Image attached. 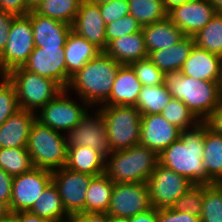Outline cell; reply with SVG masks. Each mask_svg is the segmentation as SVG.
<instances>
[{"mask_svg":"<svg viewBox=\"0 0 222 222\" xmlns=\"http://www.w3.org/2000/svg\"><path fill=\"white\" fill-rule=\"evenodd\" d=\"M64 89L56 98L41 107L35 114L36 120L55 131L68 133L91 107L82 100L81 104L69 98Z\"/></svg>","mask_w":222,"mask_h":222,"instance_id":"9c48e42d","label":"cell"},{"mask_svg":"<svg viewBox=\"0 0 222 222\" xmlns=\"http://www.w3.org/2000/svg\"><path fill=\"white\" fill-rule=\"evenodd\" d=\"M181 129L162 114L141 115L140 144L159 155L180 137Z\"/></svg>","mask_w":222,"mask_h":222,"instance_id":"2e32d148","label":"cell"},{"mask_svg":"<svg viewBox=\"0 0 222 222\" xmlns=\"http://www.w3.org/2000/svg\"><path fill=\"white\" fill-rule=\"evenodd\" d=\"M218 12H222V0H210Z\"/></svg>","mask_w":222,"mask_h":222,"instance_id":"9f6ffc18","label":"cell"},{"mask_svg":"<svg viewBox=\"0 0 222 222\" xmlns=\"http://www.w3.org/2000/svg\"><path fill=\"white\" fill-rule=\"evenodd\" d=\"M63 222H73L71 219L67 220V221H63Z\"/></svg>","mask_w":222,"mask_h":222,"instance_id":"94428289","label":"cell"},{"mask_svg":"<svg viewBox=\"0 0 222 222\" xmlns=\"http://www.w3.org/2000/svg\"><path fill=\"white\" fill-rule=\"evenodd\" d=\"M73 222H109L105 212H83L70 217Z\"/></svg>","mask_w":222,"mask_h":222,"instance_id":"c3c4849f","label":"cell"},{"mask_svg":"<svg viewBox=\"0 0 222 222\" xmlns=\"http://www.w3.org/2000/svg\"><path fill=\"white\" fill-rule=\"evenodd\" d=\"M96 110V111H95ZM95 111V112H94ZM89 111L66 133L67 146H88L98 151L105 159L112 152L107 137L104 116L99 108Z\"/></svg>","mask_w":222,"mask_h":222,"instance_id":"8fae6325","label":"cell"},{"mask_svg":"<svg viewBox=\"0 0 222 222\" xmlns=\"http://www.w3.org/2000/svg\"><path fill=\"white\" fill-rule=\"evenodd\" d=\"M202 165L216 183L222 180V135L213 132L205 123Z\"/></svg>","mask_w":222,"mask_h":222,"instance_id":"f546056e","label":"cell"},{"mask_svg":"<svg viewBox=\"0 0 222 222\" xmlns=\"http://www.w3.org/2000/svg\"><path fill=\"white\" fill-rule=\"evenodd\" d=\"M218 11L210 0H187L168 12V18L185 36H194L204 28Z\"/></svg>","mask_w":222,"mask_h":222,"instance_id":"9a60e30c","label":"cell"},{"mask_svg":"<svg viewBox=\"0 0 222 222\" xmlns=\"http://www.w3.org/2000/svg\"><path fill=\"white\" fill-rule=\"evenodd\" d=\"M194 45V38L192 36H185L181 41L170 48L150 52L148 58L164 74L175 70H181Z\"/></svg>","mask_w":222,"mask_h":222,"instance_id":"4316f807","label":"cell"},{"mask_svg":"<svg viewBox=\"0 0 222 222\" xmlns=\"http://www.w3.org/2000/svg\"><path fill=\"white\" fill-rule=\"evenodd\" d=\"M15 17L13 13L0 11V54L6 47L9 29Z\"/></svg>","mask_w":222,"mask_h":222,"instance_id":"f6af8a7d","label":"cell"},{"mask_svg":"<svg viewBox=\"0 0 222 222\" xmlns=\"http://www.w3.org/2000/svg\"><path fill=\"white\" fill-rule=\"evenodd\" d=\"M44 0H26L29 11L35 10Z\"/></svg>","mask_w":222,"mask_h":222,"instance_id":"db71d44e","label":"cell"},{"mask_svg":"<svg viewBox=\"0 0 222 222\" xmlns=\"http://www.w3.org/2000/svg\"><path fill=\"white\" fill-rule=\"evenodd\" d=\"M0 11L10 12L16 16L30 13L26 0H0Z\"/></svg>","mask_w":222,"mask_h":222,"instance_id":"ee69618b","label":"cell"},{"mask_svg":"<svg viewBox=\"0 0 222 222\" xmlns=\"http://www.w3.org/2000/svg\"><path fill=\"white\" fill-rule=\"evenodd\" d=\"M52 181V171L32 168L26 173L14 176L11 189L10 211H30L37 198Z\"/></svg>","mask_w":222,"mask_h":222,"instance_id":"7c38bea8","label":"cell"},{"mask_svg":"<svg viewBox=\"0 0 222 222\" xmlns=\"http://www.w3.org/2000/svg\"><path fill=\"white\" fill-rule=\"evenodd\" d=\"M23 68L58 82L66 89V61L63 48L35 47Z\"/></svg>","mask_w":222,"mask_h":222,"instance_id":"e0dca14e","label":"cell"},{"mask_svg":"<svg viewBox=\"0 0 222 222\" xmlns=\"http://www.w3.org/2000/svg\"><path fill=\"white\" fill-rule=\"evenodd\" d=\"M204 149V122L183 130L177 141L158 155V163L185 177L192 184H215L202 165Z\"/></svg>","mask_w":222,"mask_h":222,"instance_id":"6da1fadb","label":"cell"},{"mask_svg":"<svg viewBox=\"0 0 222 222\" xmlns=\"http://www.w3.org/2000/svg\"><path fill=\"white\" fill-rule=\"evenodd\" d=\"M158 155L142 144L112 151L105 159V174L113 183H147Z\"/></svg>","mask_w":222,"mask_h":222,"instance_id":"277c9868","label":"cell"},{"mask_svg":"<svg viewBox=\"0 0 222 222\" xmlns=\"http://www.w3.org/2000/svg\"><path fill=\"white\" fill-rule=\"evenodd\" d=\"M12 217L17 222H51L35 214H32L30 211H20L17 213H13Z\"/></svg>","mask_w":222,"mask_h":222,"instance_id":"f907efd6","label":"cell"},{"mask_svg":"<svg viewBox=\"0 0 222 222\" xmlns=\"http://www.w3.org/2000/svg\"><path fill=\"white\" fill-rule=\"evenodd\" d=\"M103 116L111 151L140 143L141 113L135 106L103 105Z\"/></svg>","mask_w":222,"mask_h":222,"instance_id":"52a82bcc","label":"cell"},{"mask_svg":"<svg viewBox=\"0 0 222 222\" xmlns=\"http://www.w3.org/2000/svg\"><path fill=\"white\" fill-rule=\"evenodd\" d=\"M164 84L173 98L184 102L201 122L222 99L219 82L196 80L184 75L181 70L165 73Z\"/></svg>","mask_w":222,"mask_h":222,"instance_id":"3957f363","label":"cell"},{"mask_svg":"<svg viewBox=\"0 0 222 222\" xmlns=\"http://www.w3.org/2000/svg\"><path fill=\"white\" fill-rule=\"evenodd\" d=\"M6 76L15 86L19 108L35 113L64 90L58 82L23 67L13 69Z\"/></svg>","mask_w":222,"mask_h":222,"instance_id":"8992f818","label":"cell"},{"mask_svg":"<svg viewBox=\"0 0 222 222\" xmlns=\"http://www.w3.org/2000/svg\"><path fill=\"white\" fill-rule=\"evenodd\" d=\"M142 33L148 54L170 48L185 37L181 29L172 23L168 17L142 27Z\"/></svg>","mask_w":222,"mask_h":222,"instance_id":"d4e9b609","label":"cell"},{"mask_svg":"<svg viewBox=\"0 0 222 222\" xmlns=\"http://www.w3.org/2000/svg\"><path fill=\"white\" fill-rule=\"evenodd\" d=\"M101 16L105 24H111L129 14L127 0H115L106 4L99 5Z\"/></svg>","mask_w":222,"mask_h":222,"instance_id":"b9f144b4","label":"cell"},{"mask_svg":"<svg viewBox=\"0 0 222 222\" xmlns=\"http://www.w3.org/2000/svg\"><path fill=\"white\" fill-rule=\"evenodd\" d=\"M82 0H44L34 11L68 25H73Z\"/></svg>","mask_w":222,"mask_h":222,"instance_id":"d6a6232c","label":"cell"},{"mask_svg":"<svg viewBox=\"0 0 222 222\" xmlns=\"http://www.w3.org/2000/svg\"><path fill=\"white\" fill-rule=\"evenodd\" d=\"M162 116L179 129L189 130L201 121L193 114L186 104L179 99L172 98L162 110Z\"/></svg>","mask_w":222,"mask_h":222,"instance_id":"8d00e7d4","label":"cell"},{"mask_svg":"<svg viewBox=\"0 0 222 222\" xmlns=\"http://www.w3.org/2000/svg\"><path fill=\"white\" fill-rule=\"evenodd\" d=\"M93 177L66 167L52 171V182L57 187L64 209L70 217L85 212V195Z\"/></svg>","mask_w":222,"mask_h":222,"instance_id":"4fadbf2b","label":"cell"},{"mask_svg":"<svg viewBox=\"0 0 222 222\" xmlns=\"http://www.w3.org/2000/svg\"><path fill=\"white\" fill-rule=\"evenodd\" d=\"M142 86L164 84V73L147 57L130 64Z\"/></svg>","mask_w":222,"mask_h":222,"instance_id":"ab89813d","label":"cell"},{"mask_svg":"<svg viewBox=\"0 0 222 222\" xmlns=\"http://www.w3.org/2000/svg\"><path fill=\"white\" fill-rule=\"evenodd\" d=\"M209 129L222 135V99L219 105L203 121Z\"/></svg>","mask_w":222,"mask_h":222,"instance_id":"bcb514c9","label":"cell"},{"mask_svg":"<svg viewBox=\"0 0 222 222\" xmlns=\"http://www.w3.org/2000/svg\"><path fill=\"white\" fill-rule=\"evenodd\" d=\"M35 119V112L17 109L0 126V148L27 147L30 129Z\"/></svg>","mask_w":222,"mask_h":222,"instance_id":"44dd1931","label":"cell"},{"mask_svg":"<svg viewBox=\"0 0 222 222\" xmlns=\"http://www.w3.org/2000/svg\"><path fill=\"white\" fill-rule=\"evenodd\" d=\"M193 38L196 46L222 57V12H217Z\"/></svg>","mask_w":222,"mask_h":222,"instance_id":"836d02e7","label":"cell"},{"mask_svg":"<svg viewBox=\"0 0 222 222\" xmlns=\"http://www.w3.org/2000/svg\"><path fill=\"white\" fill-rule=\"evenodd\" d=\"M219 87H220V92L222 94V64H221V77H220V81H219Z\"/></svg>","mask_w":222,"mask_h":222,"instance_id":"680465c9","label":"cell"},{"mask_svg":"<svg viewBox=\"0 0 222 222\" xmlns=\"http://www.w3.org/2000/svg\"><path fill=\"white\" fill-rule=\"evenodd\" d=\"M152 207L171 208L174 202L192 185L185 177L157 163L147 181Z\"/></svg>","mask_w":222,"mask_h":222,"instance_id":"30bf717a","label":"cell"},{"mask_svg":"<svg viewBox=\"0 0 222 222\" xmlns=\"http://www.w3.org/2000/svg\"><path fill=\"white\" fill-rule=\"evenodd\" d=\"M203 184H192L171 206L178 212H188L200 217L202 214Z\"/></svg>","mask_w":222,"mask_h":222,"instance_id":"74e56055","label":"cell"},{"mask_svg":"<svg viewBox=\"0 0 222 222\" xmlns=\"http://www.w3.org/2000/svg\"><path fill=\"white\" fill-rule=\"evenodd\" d=\"M66 61V88L71 77L76 74L88 61L95 58L102 52L94 44L87 41L82 36L71 30L69 33L65 47Z\"/></svg>","mask_w":222,"mask_h":222,"instance_id":"7402d4cb","label":"cell"},{"mask_svg":"<svg viewBox=\"0 0 222 222\" xmlns=\"http://www.w3.org/2000/svg\"><path fill=\"white\" fill-rule=\"evenodd\" d=\"M113 181L104 173L94 176L85 195V212H107L111 202Z\"/></svg>","mask_w":222,"mask_h":222,"instance_id":"f1b7e54d","label":"cell"},{"mask_svg":"<svg viewBox=\"0 0 222 222\" xmlns=\"http://www.w3.org/2000/svg\"><path fill=\"white\" fill-rule=\"evenodd\" d=\"M105 52L121 65H130L148 57L142 30L112 40Z\"/></svg>","mask_w":222,"mask_h":222,"instance_id":"cb8c5ba5","label":"cell"},{"mask_svg":"<svg viewBox=\"0 0 222 222\" xmlns=\"http://www.w3.org/2000/svg\"><path fill=\"white\" fill-rule=\"evenodd\" d=\"M0 168L13 177L30 171L33 164L27 147L0 148Z\"/></svg>","mask_w":222,"mask_h":222,"instance_id":"e575fe53","label":"cell"},{"mask_svg":"<svg viewBox=\"0 0 222 222\" xmlns=\"http://www.w3.org/2000/svg\"><path fill=\"white\" fill-rule=\"evenodd\" d=\"M221 64V56L194 45L181 71L196 80L219 82Z\"/></svg>","mask_w":222,"mask_h":222,"instance_id":"ffe728a7","label":"cell"},{"mask_svg":"<svg viewBox=\"0 0 222 222\" xmlns=\"http://www.w3.org/2000/svg\"><path fill=\"white\" fill-rule=\"evenodd\" d=\"M129 14L144 27L154 22L164 20L168 12L164 7L163 0H127Z\"/></svg>","mask_w":222,"mask_h":222,"instance_id":"1f68e13d","label":"cell"},{"mask_svg":"<svg viewBox=\"0 0 222 222\" xmlns=\"http://www.w3.org/2000/svg\"><path fill=\"white\" fill-rule=\"evenodd\" d=\"M17 109L19 106L15 86L6 75H0V126Z\"/></svg>","mask_w":222,"mask_h":222,"instance_id":"f35d334b","label":"cell"},{"mask_svg":"<svg viewBox=\"0 0 222 222\" xmlns=\"http://www.w3.org/2000/svg\"><path fill=\"white\" fill-rule=\"evenodd\" d=\"M30 212L51 222H63L70 219L64 209L57 187L52 181L37 198Z\"/></svg>","mask_w":222,"mask_h":222,"instance_id":"83f0119b","label":"cell"},{"mask_svg":"<svg viewBox=\"0 0 222 222\" xmlns=\"http://www.w3.org/2000/svg\"><path fill=\"white\" fill-rule=\"evenodd\" d=\"M65 167L75 172L99 176L105 172V158L88 146H68Z\"/></svg>","mask_w":222,"mask_h":222,"instance_id":"484cf974","label":"cell"},{"mask_svg":"<svg viewBox=\"0 0 222 222\" xmlns=\"http://www.w3.org/2000/svg\"><path fill=\"white\" fill-rule=\"evenodd\" d=\"M72 30L101 51L106 50V24L101 16L99 5L89 0H82Z\"/></svg>","mask_w":222,"mask_h":222,"instance_id":"ac0fdd59","label":"cell"},{"mask_svg":"<svg viewBox=\"0 0 222 222\" xmlns=\"http://www.w3.org/2000/svg\"><path fill=\"white\" fill-rule=\"evenodd\" d=\"M120 66L102 51L71 77L66 90L69 93L74 91L79 102L83 100L91 108L103 106L110 97Z\"/></svg>","mask_w":222,"mask_h":222,"instance_id":"7a4b0ae2","label":"cell"},{"mask_svg":"<svg viewBox=\"0 0 222 222\" xmlns=\"http://www.w3.org/2000/svg\"><path fill=\"white\" fill-rule=\"evenodd\" d=\"M131 222H158V209L152 207L130 218Z\"/></svg>","mask_w":222,"mask_h":222,"instance_id":"681fc988","label":"cell"},{"mask_svg":"<svg viewBox=\"0 0 222 222\" xmlns=\"http://www.w3.org/2000/svg\"><path fill=\"white\" fill-rule=\"evenodd\" d=\"M12 216L9 205L0 200V221L6 220Z\"/></svg>","mask_w":222,"mask_h":222,"instance_id":"816d5d0a","label":"cell"},{"mask_svg":"<svg viewBox=\"0 0 222 222\" xmlns=\"http://www.w3.org/2000/svg\"><path fill=\"white\" fill-rule=\"evenodd\" d=\"M142 30L139 22L130 14L106 25V42L108 44L119 37L137 33Z\"/></svg>","mask_w":222,"mask_h":222,"instance_id":"60d3db41","label":"cell"},{"mask_svg":"<svg viewBox=\"0 0 222 222\" xmlns=\"http://www.w3.org/2000/svg\"><path fill=\"white\" fill-rule=\"evenodd\" d=\"M13 176L0 168V200L10 206Z\"/></svg>","mask_w":222,"mask_h":222,"instance_id":"7dc6e473","label":"cell"},{"mask_svg":"<svg viewBox=\"0 0 222 222\" xmlns=\"http://www.w3.org/2000/svg\"><path fill=\"white\" fill-rule=\"evenodd\" d=\"M0 222H17V221L11 216L8 219L0 221Z\"/></svg>","mask_w":222,"mask_h":222,"instance_id":"91938a15","label":"cell"},{"mask_svg":"<svg viewBox=\"0 0 222 222\" xmlns=\"http://www.w3.org/2000/svg\"><path fill=\"white\" fill-rule=\"evenodd\" d=\"M67 149L66 134L55 131L35 119L27 143L34 168L53 171L65 167Z\"/></svg>","mask_w":222,"mask_h":222,"instance_id":"5b68a950","label":"cell"},{"mask_svg":"<svg viewBox=\"0 0 222 222\" xmlns=\"http://www.w3.org/2000/svg\"><path fill=\"white\" fill-rule=\"evenodd\" d=\"M172 98L173 96L165 84L151 87L142 86L135 107L141 115L161 114Z\"/></svg>","mask_w":222,"mask_h":222,"instance_id":"4dcf8cb0","label":"cell"},{"mask_svg":"<svg viewBox=\"0 0 222 222\" xmlns=\"http://www.w3.org/2000/svg\"><path fill=\"white\" fill-rule=\"evenodd\" d=\"M90 2L97 4V5H101V4H106L109 2H113L115 0H89Z\"/></svg>","mask_w":222,"mask_h":222,"instance_id":"6f0895ef","label":"cell"},{"mask_svg":"<svg viewBox=\"0 0 222 222\" xmlns=\"http://www.w3.org/2000/svg\"><path fill=\"white\" fill-rule=\"evenodd\" d=\"M186 1L187 0H163V3H164L165 9L167 10V12H169L171 9L177 6H180Z\"/></svg>","mask_w":222,"mask_h":222,"instance_id":"f5cc1de1","label":"cell"},{"mask_svg":"<svg viewBox=\"0 0 222 222\" xmlns=\"http://www.w3.org/2000/svg\"><path fill=\"white\" fill-rule=\"evenodd\" d=\"M147 183H114L108 216L131 218L151 209Z\"/></svg>","mask_w":222,"mask_h":222,"instance_id":"5bb4252c","label":"cell"},{"mask_svg":"<svg viewBox=\"0 0 222 222\" xmlns=\"http://www.w3.org/2000/svg\"><path fill=\"white\" fill-rule=\"evenodd\" d=\"M109 222H131L130 218L109 216Z\"/></svg>","mask_w":222,"mask_h":222,"instance_id":"11a10c76","label":"cell"},{"mask_svg":"<svg viewBox=\"0 0 222 222\" xmlns=\"http://www.w3.org/2000/svg\"><path fill=\"white\" fill-rule=\"evenodd\" d=\"M8 41L0 54V75H6L15 68L23 67L33 52L34 35L31 19L16 16L11 23Z\"/></svg>","mask_w":222,"mask_h":222,"instance_id":"ba28073f","label":"cell"},{"mask_svg":"<svg viewBox=\"0 0 222 222\" xmlns=\"http://www.w3.org/2000/svg\"><path fill=\"white\" fill-rule=\"evenodd\" d=\"M31 19L34 45L42 49L63 48L72 26L47 16L37 14L34 10L27 15Z\"/></svg>","mask_w":222,"mask_h":222,"instance_id":"d6986e66","label":"cell"},{"mask_svg":"<svg viewBox=\"0 0 222 222\" xmlns=\"http://www.w3.org/2000/svg\"><path fill=\"white\" fill-rule=\"evenodd\" d=\"M142 84L130 65H121L108 101L104 105L135 106Z\"/></svg>","mask_w":222,"mask_h":222,"instance_id":"603a6c76","label":"cell"},{"mask_svg":"<svg viewBox=\"0 0 222 222\" xmlns=\"http://www.w3.org/2000/svg\"><path fill=\"white\" fill-rule=\"evenodd\" d=\"M201 222H222V186L203 184Z\"/></svg>","mask_w":222,"mask_h":222,"instance_id":"d590c367","label":"cell"},{"mask_svg":"<svg viewBox=\"0 0 222 222\" xmlns=\"http://www.w3.org/2000/svg\"><path fill=\"white\" fill-rule=\"evenodd\" d=\"M158 222H201L200 217L171 208L158 209Z\"/></svg>","mask_w":222,"mask_h":222,"instance_id":"7bdbcfd3","label":"cell"}]
</instances>
